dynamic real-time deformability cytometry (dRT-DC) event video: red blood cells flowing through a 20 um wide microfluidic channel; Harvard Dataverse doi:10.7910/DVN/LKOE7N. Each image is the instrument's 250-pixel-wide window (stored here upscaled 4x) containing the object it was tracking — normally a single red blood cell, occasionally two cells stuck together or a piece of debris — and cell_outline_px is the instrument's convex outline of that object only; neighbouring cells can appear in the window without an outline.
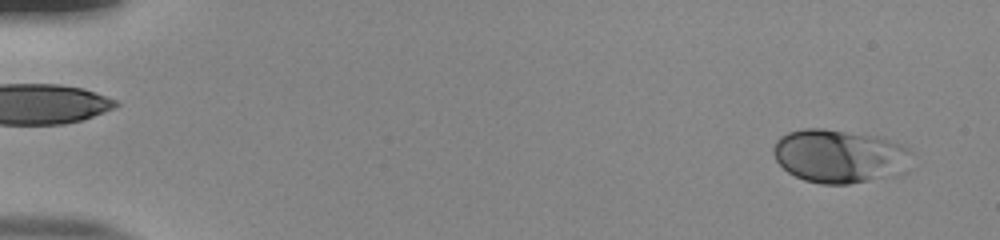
{"species": "human", "species_latin": "Homo sapiens", "temperature_condition": "room temperature", "stored_images_in_passage": 53, "camera_frame_rate_fps": 3000, "um_per_image_px": 0.085, "donor": {"sex": "male"}, "frame": {"image": 1, "passage_image": 3, "time_ms": 0.667, "image_size_px": [1000, 240], "cell_outline_px": [[912, 152], [908, 172], [896, 176], [848, 184], [820, 184], [804, 180], [788, 172], [776, 160], [772, 152], [772, 148], [776, 140], [780, 136], [788, 132], [804, 128], [824, 128], [884, 136], [908, 148]], "centroid_in_image_um": [71.41, 13.26], "position_along_channel_um": 13.6, "area_um2": 44.1}}
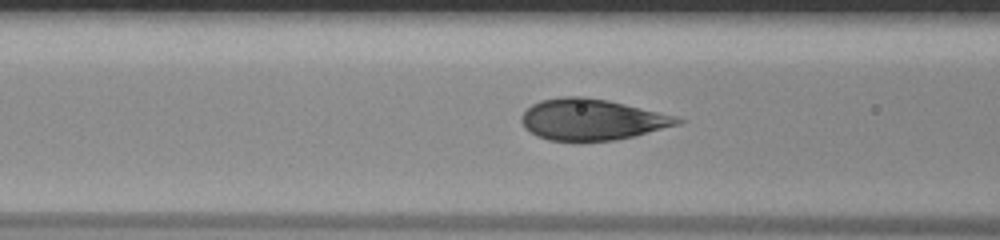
{"frame": {"image": 2, "passage_image": 22, "time_ms": 7.0, "image_size_px": [1000, 240], "cell_outline_px": [[684, 120], [680, 124], [616, 140], [548, 140], [536, 136], [524, 128], [520, 120], [520, 116], [532, 104], [540, 100], [560, 96], [584, 96], [608, 100], [676, 116]], "centroid_in_image_um": [50.26, 10.14], "position_along_channel_um": 116.3, "area_um2": 37.22}}
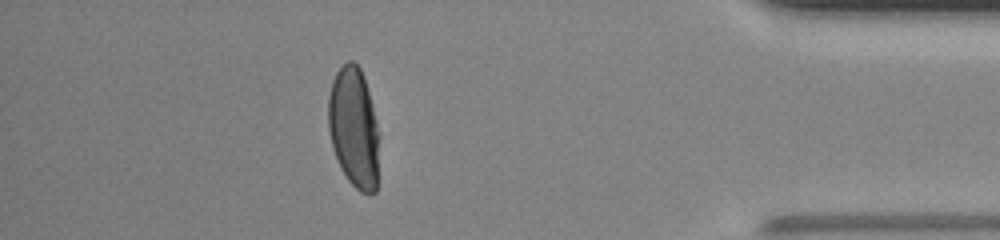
{"frame": {"image": 3, "passage_image": 47, "time_ms": 15.333, "image_size_px": [1000, 240], "cell_outline_px": [[376, 192], [372, 196], [368, 196], [360, 192], [348, 180], [340, 168], [332, 144], [328, 128], [328, 96], [332, 80], [336, 72], [348, 60], [352, 60], [360, 68], [364, 76], [372, 104], [376, 120]], "centroid_in_image_um": [30.04, 10.83], "position_along_channel_um": 405.2, "area_um2": 35.2}, "authors_computed_cell_mechanics": {"area_um2": 38.8994, "velocity_mm_per_s": 3.8949, "shape_relaxation_time_tau1_ms": 3.4701, "shape_relaxation_time_tau2_ms": null, "deformation_change_tau1": 0.1726, "deformation_change_tau2": null}}